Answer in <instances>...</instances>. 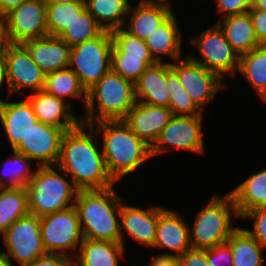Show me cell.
<instances>
[{
    "mask_svg": "<svg viewBox=\"0 0 266 266\" xmlns=\"http://www.w3.org/2000/svg\"><path fill=\"white\" fill-rule=\"evenodd\" d=\"M94 131V127L81 122L76 128L66 131L62 138L60 158L55 168L67 177L70 174L79 190L106 189L116 183L107 172Z\"/></svg>",
    "mask_w": 266,
    "mask_h": 266,
    "instance_id": "1",
    "label": "cell"
},
{
    "mask_svg": "<svg viewBox=\"0 0 266 266\" xmlns=\"http://www.w3.org/2000/svg\"><path fill=\"white\" fill-rule=\"evenodd\" d=\"M123 201L113 186L106 189L79 190L75 207L83 238L121 242L124 245L120 227Z\"/></svg>",
    "mask_w": 266,
    "mask_h": 266,
    "instance_id": "2",
    "label": "cell"
},
{
    "mask_svg": "<svg viewBox=\"0 0 266 266\" xmlns=\"http://www.w3.org/2000/svg\"><path fill=\"white\" fill-rule=\"evenodd\" d=\"M98 125L102 132V152L108 174L117 182L138 169L152 157L151 147L141 140L124 120H104L91 124Z\"/></svg>",
    "mask_w": 266,
    "mask_h": 266,
    "instance_id": "3",
    "label": "cell"
},
{
    "mask_svg": "<svg viewBox=\"0 0 266 266\" xmlns=\"http://www.w3.org/2000/svg\"><path fill=\"white\" fill-rule=\"evenodd\" d=\"M136 102L134 83L110 70L87 90L86 115L81 122L91 125L104 120H123Z\"/></svg>",
    "mask_w": 266,
    "mask_h": 266,
    "instance_id": "4",
    "label": "cell"
},
{
    "mask_svg": "<svg viewBox=\"0 0 266 266\" xmlns=\"http://www.w3.org/2000/svg\"><path fill=\"white\" fill-rule=\"evenodd\" d=\"M37 167L25 186L29 213L41 218L74 206L79 191L74 183L66 180L54 166Z\"/></svg>",
    "mask_w": 266,
    "mask_h": 266,
    "instance_id": "5",
    "label": "cell"
},
{
    "mask_svg": "<svg viewBox=\"0 0 266 266\" xmlns=\"http://www.w3.org/2000/svg\"><path fill=\"white\" fill-rule=\"evenodd\" d=\"M232 215L239 217L232 195H213L189 227L191 248L206 250L225 243L237 228L233 227Z\"/></svg>",
    "mask_w": 266,
    "mask_h": 266,
    "instance_id": "6",
    "label": "cell"
},
{
    "mask_svg": "<svg viewBox=\"0 0 266 266\" xmlns=\"http://www.w3.org/2000/svg\"><path fill=\"white\" fill-rule=\"evenodd\" d=\"M113 38L104 30L94 39L71 47L69 68L86 91L111 70Z\"/></svg>",
    "mask_w": 266,
    "mask_h": 266,
    "instance_id": "7",
    "label": "cell"
},
{
    "mask_svg": "<svg viewBox=\"0 0 266 266\" xmlns=\"http://www.w3.org/2000/svg\"><path fill=\"white\" fill-rule=\"evenodd\" d=\"M191 42L202 58L199 59L191 54L189 57L193 61L216 72L222 79L226 75L233 77L238 72L240 55L228 43L223 30L217 23L203 30Z\"/></svg>",
    "mask_w": 266,
    "mask_h": 266,
    "instance_id": "8",
    "label": "cell"
},
{
    "mask_svg": "<svg viewBox=\"0 0 266 266\" xmlns=\"http://www.w3.org/2000/svg\"><path fill=\"white\" fill-rule=\"evenodd\" d=\"M41 236L47 253L71 256L68 251H76L83 241L78 211L74 206L56 211L40 218Z\"/></svg>",
    "mask_w": 266,
    "mask_h": 266,
    "instance_id": "9",
    "label": "cell"
},
{
    "mask_svg": "<svg viewBox=\"0 0 266 266\" xmlns=\"http://www.w3.org/2000/svg\"><path fill=\"white\" fill-rule=\"evenodd\" d=\"M8 258L25 266L47 254L41 236L40 217L28 213L16 220L2 235ZM12 257V258H11Z\"/></svg>",
    "mask_w": 266,
    "mask_h": 266,
    "instance_id": "10",
    "label": "cell"
},
{
    "mask_svg": "<svg viewBox=\"0 0 266 266\" xmlns=\"http://www.w3.org/2000/svg\"><path fill=\"white\" fill-rule=\"evenodd\" d=\"M170 67L177 74L187 94L202 112L217 92L228 87L216 72L193 61L189 55L184 60L178 59L174 63L170 62Z\"/></svg>",
    "mask_w": 266,
    "mask_h": 266,
    "instance_id": "11",
    "label": "cell"
},
{
    "mask_svg": "<svg viewBox=\"0 0 266 266\" xmlns=\"http://www.w3.org/2000/svg\"><path fill=\"white\" fill-rule=\"evenodd\" d=\"M202 115H173L151 147L152 157L170 148L204 153Z\"/></svg>",
    "mask_w": 266,
    "mask_h": 266,
    "instance_id": "12",
    "label": "cell"
},
{
    "mask_svg": "<svg viewBox=\"0 0 266 266\" xmlns=\"http://www.w3.org/2000/svg\"><path fill=\"white\" fill-rule=\"evenodd\" d=\"M7 73L8 96L22 89L30 88L31 93L43 90L45 73L32 60L22 44L8 43L2 52Z\"/></svg>",
    "mask_w": 266,
    "mask_h": 266,
    "instance_id": "13",
    "label": "cell"
},
{
    "mask_svg": "<svg viewBox=\"0 0 266 266\" xmlns=\"http://www.w3.org/2000/svg\"><path fill=\"white\" fill-rule=\"evenodd\" d=\"M46 0H29L5 15L6 36L10 44L48 35Z\"/></svg>",
    "mask_w": 266,
    "mask_h": 266,
    "instance_id": "14",
    "label": "cell"
},
{
    "mask_svg": "<svg viewBox=\"0 0 266 266\" xmlns=\"http://www.w3.org/2000/svg\"><path fill=\"white\" fill-rule=\"evenodd\" d=\"M74 128H58L37 121L25 139L13 149L31 160H37V166H56L61 153L64 133Z\"/></svg>",
    "mask_w": 266,
    "mask_h": 266,
    "instance_id": "15",
    "label": "cell"
},
{
    "mask_svg": "<svg viewBox=\"0 0 266 266\" xmlns=\"http://www.w3.org/2000/svg\"><path fill=\"white\" fill-rule=\"evenodd\" d=\"M172 116L169 107L136 102L123 120L133 133L152 147Z\"/></svg>",
    "mask_w": 266,
    "mask_h": 266,
    "instance_id": "16",
    "label": "cell"
},
{
    "mask_svg": "<svg viewBox=\"0 0 266 266\" xmlns=\"http://www.w3.org/2000/svg\"><path fill=\"white\" fill-rule=\"evenodd\" d=\"M189 225L184 222L182 215L175 210L163 209L158 214L156 238L153 248L169 249L175 253H161V255L181 256L191 249Z\"/></svg>",
    "mask_w": 266,
    "mask_h": 266,
    "instance_id": "17",
    "label": "cell"
},
{
    "mask_svg": "<svg viewBox=\"0 0 266 266\" xmlns=\"http://www.w3.org/2000/svg\"><path fill=\"white\" fill-rule=\"evenodd\" d=\"M22 45L45 74L69 67L71 47L60 37L46 35L27 40Z\"/></svg>",
    "mask_w": 266,
    "mask_h": 266,
    "instance_id": "18",
    "label": "cell"
},
{
    "mask_svg": "<svg viewBox=\"0 0 266 266\" xmlns=\"http://www.w3.org/2000/svg\"><path fill=\"white\" fill-rule=\"evenodd\" d=\"M164 208L161 206H153L147 209L140 207L121 205L120 211V227L135 241L150 248L153 247L156 238L158 214Z\"/></svg>",
    "mask_w": 266,
    "mask_h": 266,
    "instance_id": "19",
    "label": "cell"
},
{
    "mask_svg": "<svg viewBox=\"0 0 266 266\" xmlns=\"http://www.w3.org/2000/svg\"><path fill=\"white\" fill-rule=\"evenodd\" d=\"M26 97L31 103L37 120L58 128H76L81 118L73 114L71 102L57 98L44 90L30 93Z\"/></svg>",
    "mask_w": 266,
    "mask_h": 266,
    "instance_id": "20",
    "label": "cell"
},
{
    "mask_svg": "<svg viewBox=\"0 0 266 266\" xmlns=\"http://www.w3.org/2000/svg\"><path fill=\"white\" fill-rule=\"evenodd\" d=\"M37 121L33 107L25 95L19 102H0V122L12 150L26 138Z\"/></svg>",
    "mask_w": 266,
    "mask_h": 266,
    "instance_id": "21",
    "label": "cell"
},
{
    "mask_svg": "<svg viewBox=\"0 0 266 266\" xmlns=\"http://www.w3.org/2000/svg\"><path fill=\"white\" fill-rule=\"evenodd\" d=\"M139 1L134 7L130 5L128 16H131L123 28L131 35L145 41L173 11L170 5L164 3Z\"/></svg>",
    "mask_w": 266,
    "mask_h": 266,
    "instance_id": "22",
    "label": "cell"
},
{
    "mask_svg": "<svg viewBox=\"0 0 266 266\" xmlns=\"http://www.w3.org/2000/svg\"><path fill=\"white\" fill-rule=\"evenodd\" d=\"M137 102L169 107V93L166 85V63L149 66L134 83Z\"/></svg>",
    "mask_w": 266,
    "mask_h": 266,
    "instance_id": "23",
    "label": "cell"
},
{
    "mask_svg": "<svg viewBox=\"0 0 266 266\" xmlns=\"http://www.w3.org/2000/svg\"><path fill=\"white\" fill-rule=\"evenodd\" d=\"M178 28L175 13L173 12L155 31L149 35L145 43L153 60L162 63V56L168 55L171 59H180L182 34Z\"/></svg>",
    "mask_w": 266,
    "mask_h": 266,
    "instance_id": "24",
    "label": "cell"
},
{
    "mask_svg": "<svg viewBox=\"0 0 266 266\" xmlns=\"http://www.w3.org/2000/svg\"><path fill=\"white\" fill-rule=\"evenodd\" d=\"M217 24L223 30L228 43L239 55L250 52L261 45L256 37L249 11L223 19L219 18Z\"/></svg>",
    "mask_w": 266,
    "mask_h": 266,
    "instance_id": "25",
    "label": "cell"
},
{
    "mask_svg": "<svg viewBox=\"0 0 266 266\" xmlns=\"http://www.w3.org/2000/svg\"><path fill=\"white\" fill-rule=\"evenodd\" d=\"M125 245L121 242L84 238L75 256V266H119L124 257Z\"/></svg>",
    "mask_w": 266,
    "mask_h": 266,
    "instance_id": "26",
    "label": "cell"
},
{
    "mask_svg": "<svg viewBox=\"0 0 266 266\" xmlns=\"http://www.w3.org/2000/svg\"><path fill=\"white\" fill-rule=\"evenodd\" d=\"M229 193L233 197L239 218L251 209L266 206V169L252 173Z\"/></svg>",
    "mask_w": 266,
    "mask_h": 266,
    "instance_id": "27",
    "label": "cell"
},
{
    "mask_svg": "<svg viewBox=\"0 0 266 266\" xmlns=\"http://www.w3.org/2000/svg\"><path fill=\"white\" fill-rule=\"evenodd\" d=\"M86 10L107 31L124 27L130 8L129 0H84Z\"/></svg>",
    "mask_w": 266,
    "mask_h": 266,
    "instance_id": "28",
    "label": "cell"
},
{
    "mask_svg": "<svg viewBox=\"0 0 266 266\" xmlns=\"http://www.w3.org/2000/svg\"><path fill=\"white\" fill-rule=\"evenodd\" d=\"M232 250L233 266H263L266 249L244 228L237 227L226 241Z\"/></svg>",
    "mask_w": 266,
    "mask_h": 266,
    "instance_id": "29",
    "label": "cell"
},
{
    "mask_svg": "<svg viewBox=\"0 0 266 266\" xmlns=\"http://www.w3.org/2000/svg\"><path fill=\"white\" fill-rule=\"evenodd\" d=\"M238 72L249 81L256 94L266 101V45L240 55Z\"/></svg>",
    "mask_w": 266,
    "mask_h": 266,
    "instance_id": "30",
    "label": "cell"
},
{
    "mask_svg": "<svg viewBox=\"0 0 266 266\" xmlns=\"http://www.w3.org/2000/svg\"><path fill=\"white\" fill-rule=\"evenodd\" d=\"M43 90L63 100L68 97L82 99L85 108L87 91L81 85L78 76L69 67L46 74Z\"/></svg>",
    "mask_w": 266,
    "mask_h": 266,
    "instance_id": "31",
    "label": "cell"
},
{
    "mask_svg": "<svg viewBox=\"0 0 266 266\" xmlns=\"http://www.w3.org/2000/svg\"><path fill=\"white\" fill-rule=\"evenodd\" d=\"M28 213L25 187L0 188V234L3 235L16 220Z\"/></svg>",
    "mask_w": 266,
    "mask_h": 266,
    "instance_id": "32",
    "label": "cell"
},
{
    "mask_svg": "<svg viewBox=\"0 0 266 266\" xmlns=\"http://www.w3.org/2000/svg\"><path fill=\"white\" fill-rule=\"evenodd\" d=\"M86 10L85 2L57 3L47 2L48 35L60 37L77 17Z\"/></svg>",
    "mask_w": 266,
    "mask_h": 266,
    "instance_id": "33",
    "label": "cell"
},
{
    "mask_svg": "<svg viewBox=\"0 0 266 266\" xmlns=\"http://www.w3.org/2000/svg\"><path fill=\"white\" fill-rule=\"evenodd\" d=\"M166 85L169 93V108L173 115H202L203 112L187 94L177 74L171 69L170 62H166Z\"/></svg>",
    "mask_w": 266,
    "mask_h": 266,
    "instance_id": "34",
    "label": "cell"
},
{
    "mask_svg": "<svg viewBox=\"0 0 266 266\" xmlns=\"http://www.w3.org/2000/svg\"><path fill=\"white\" fill-rule=\"evenodd\" d=\"M155 63L152 57L127 56L113 43L111 70L132 83H135L140 75Z\"/></svg>",
    "mask_w": 266,
    "mask_h": 266,
    "instance_id": "35",
    "label": "cell"
},
{
    "mask_svg": "<svg viewBox=\"0 0 266 266\" xmlns=\"http://www.w3.org/2000/svg\"><path fill=\"white\" fill-rule=\"evenodd\" d=\"M13 154L14 155L5 162L7 165L5 164L2 169L3 171H1L0 188L25 187L29 184L30 179L35 173V170H30L31 159L15 150H13Z\"/></svg>",
    "mask_w": 266,
    "mask_h": 266,
    "instance_id": "36",
    "label": "cell"
},
{
    "mask_svg": "<svg viewBox=\"0 0 266 266\" xmlns=\"http://www.w3.org/2000/svg\"><path fill=\"white\" fill-rule=\"evenodd\" d=\"M104 29L97 23L93 16L85 10L68 28L60 35L70 47L81 44L99 36Z\"/></svg>",
    "mask_w": 266,
    "mask_h": 266,
    "instance_id": "37",
    "label": "cell"
},
{
    "mask_svg": "<svg viewBox=\"0 0 266 266\" xmlns=\"http://www.w3.org/2000/svg\"><path fill=\"white\" fill-rule=\"evenodd\" d=\"M113 43L127 56L152 57L145 41L131 35L123 27L111 31Z\"/></svg>",
    "mask_w": 266,
    "mask_h": 266,
    "instance_id": "38",
    "label": "cell"
},
{
    "mask_svg": "<svg viewBox=\"0 0 266 266\" xmlns=\"http://www.w3.org/2000/svg\"><path fill=\"white\" fill-rule=\"evenodd\" d=\"M241 218H249L254 221L253 229H246V231L260 244L266 247V206L251 209Z\"/></svg>",
    "mask_w": 266,
    "mask_h": 266,
    "instance_id": "39",
    "label": "cell"
},
{
    "mask_svg": "<svg viewBox=\"0 0 266 266\" xmlns=\"http://www.w3.org/2000/svg\"><path fill=\"white\" fill-rule=\"evenodd\" d=\"M207 261L210 266H233L230 245L225 242L207 249Z\"/></svg>",
    "mask_w": 266,
    "mask_h": 266,
    "instance_id": "40",
    "label": "cell"
},
{
    "mask_svg": "<svg viewBox=\"0 0 266 266\" xmlns=\"http://www.w3.org/2000/svg\"><path fill=\"white\" fill-rule=\"evenodd\" d=\"M218 13H224L225 18L230 15L248 12L252 7V0H215Z\"/></svg>",
    "mask_w": 266,
    "mask_h": 266,
    "instance_id": "41",
    "label": "cell"
},
{
    "mask_svg": "<svg viewBox=\"0 0 266 266\" xmlns=\"http://www.w3.org/2000/svg\"><path fill=\"white\" fill-rule=\"evenodd\" d=\"M74 256L47 253L25 266H75Z\"/></svg>",
    "mask_w": 266,
    "mask_h": 266,
    "instance_id": "42",
    "label": "cell"
},
{
    "mask_svg": "<svg viewBox=\"0 0 266 266\" xmlns=\"http://www.w3.org/2000/svg\"><path fill=\"white\" fill-rule=\"evenodd\" d=\"M180 266H210L207 261V249H189L179 256Z\"/></svg>",
    "mask_w": 266,
    "mask_h": 266,
    "instance_id": "43",
    "label": "cell"
},
{
    "mask_svg": "<svg viewBox=\"0 0 266 266\" xmlns=\"http://www.w3.org/2000/svg\"><path fill=\"white\" fill-rule=\"evenodd\" d=\"M249 13L258 42L266 45V11L250 9Z\"/></svg>",
    "mask_w": 266,
    "mask_h": 266,
    "instance_id": "44",
    "label": "cell"
},
{
    "mask_svg": "<svg viewBox=\"0 0 266 266\" xmlns=\"http://www.w3.org/2000/svg\"><path fill=\"white\" fill-rule=\"evenodd\" d=\"M149 266H180L179 256L175 255H156L152 258Z\"/></svg>",
    "mask_w": 266,
    "mask_h": 266,
    "instance_id": "45",
    "label": "cell"
},
{
    "mask_svg": "<svg viewBox=\"0 0 266 266\" xmlns=\"http://www.w3.org/2000/svg\"><path fill=\"white\" fill-rule=\"evenodd\" d=\"M29 0H0V12L4 15Z\"/></svg>",
    "mask_w": 266,
    "mask_h": 266,
    "instance_id": "46",
    "label": "cell"
},
{
    "mask_svg": "<svg viewBox=\"0 0 266 266\" xmlns=\"http://www.w3.org/2000/svg\"><path fill=\"white\" fill-rule=\"evenodd\" d=\"M6 36V22L5 15L0 12V53L4 51V48L8 44Z\"/></svg>",
    "mask_w": 266,
    "mask_h": 266,
    "instance_id": "47",
    "label": "cell"
},
{
    "mask_svg": "<svg viewBox=\"0 0 266 266\" xmlns=\"http://www.w3.org/2000/svg\"><path fill=\"white\" fill-rule=\"evenodd\" d=\"M7 82V73H6V65L5 60L3 57L2 52L0 53V88L2 87L4 82ZM3 99L0 98V102H2Z\"/></svg>",
    "mask_w": 266,
    "mask_h": 266,
    "instance_id": "48",
    "label": "cell"
},
{
    "mask_svg": "<svg viewBox=\"0 0 266 266\" xmlns=\"http://www.w3.org/2000/svg\"><path fill=\"white\" fill-rule=\"evenodd\" d=\"M251 9H259L266 11V0H252Z\"/></svg>",
    "mask_w": 266,
    "mask_h": 266,
    "instance_id": "49",
    "label": "cell"
},
{
    "mask_svg": "<svg viewBox=\"0 0 266 266\" xmlns=\"http://www.w3.org/2000/svg\"><path fill=\"white\" fill-rule=\"evenodd\" d=\"M13 263L4 252H0V266H13Z\"/></svg>",
    "mask_w": 266,
    "mask_h": 266,
    "instance_id": "50",
    "label": "cell"
},
{
    "mask_svg": "<svg viewBox=\"0 0 266 266\" xmlns=\"http://www.w3.org/2000/svg\"><path fill=\"white\" fill-rule=\"evenodd\" d=\"M46 2H57V3H73V2H85L84 0H46Z\"/></svg>",
    "mask_w": 266,
    "mask_h": 266,
    "instance_id": "51",
    "label": "cell"
},
{
    "mask_svg": "<svg viewBox=\"0 0 266 266\" xmlns=\"http://www.w3.org/2000/svg\"><path fill=\"white\" fill-rule=\"evenodd\" d=\"M142 1L155 2V3H164V4H167V5H170L168 0H142Z\"/></svg>",
    "mask_w": 266,
    "mask_h": 266,
    "instance_id": "52",
    "label": "cell"
}]
</instances>
